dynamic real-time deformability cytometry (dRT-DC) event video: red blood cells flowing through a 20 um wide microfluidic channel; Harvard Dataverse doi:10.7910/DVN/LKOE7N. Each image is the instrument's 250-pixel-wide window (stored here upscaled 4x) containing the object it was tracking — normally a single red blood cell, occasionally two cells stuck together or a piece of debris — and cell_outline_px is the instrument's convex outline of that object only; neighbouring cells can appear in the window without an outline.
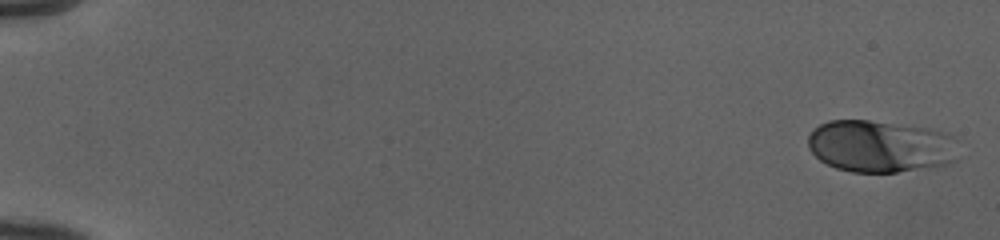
{"species": "human", "species_latin": "Homo sapiens", "temperature_condition": "cold", "stored_images_in_passage": 52, "camera_frame_rate_fps": 3000, "um_per_image_px": 0.085, "donor": {"sex": "female"}, "frame": {"image": 1, "passage_image": 1, "time_ms": 0.0, "image_size_px": [1000, 240], "cell_outline_px": [[960, 140], [956, 160], [948, 164], [928, 168], [896, 172], [852, 172], [836, 168], [820, 160], [808, 148], [808, 136], [812, 128], [828, 120], [868, 120], [928, 128], [948, 132]], "centroid_in_image_um": [74.89, 12.43], "position_along_channel_um": 10.1, "area_um2": 46.47}}
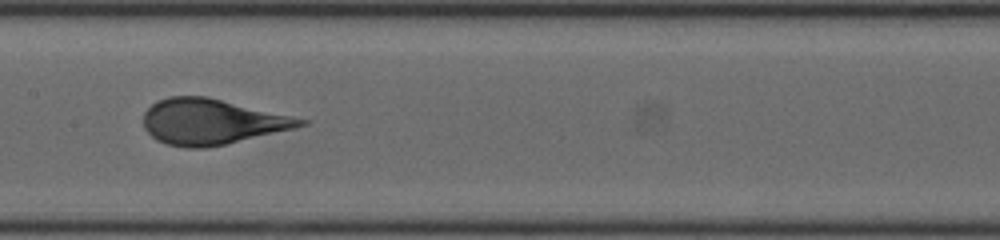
{"frame": {"image": 2, "passage_image": 28, "time_ms": 9.0, "image_size_px": [1000, 240], "cell_outline_px": [[308, 124], [296, 128], [224, 144], [204, 148], [184, 148], [168, 144], [156, 140], [144, 128], [144, 112], [156, 100], [168, 96], [208, 96], [292, 116], [308, 120]], "centroid_in_image_um": [17.97, 10.33], "position_along_channel_um": 189.4, "area_um2": 41.56}}
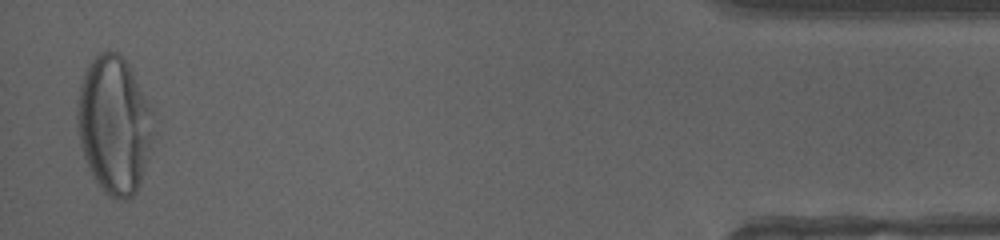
{"frame": {"image": 3, "passage_image": 51, "time_ms": 16.667, "image_size_px": [1000, 240], "cell_outline_px": [[152, 136], [140, 184], [132, 200], [116, 200], [108, 196], [104, 192], [92, 176], [88, 168], [80, 144], [76, 124], [76, 108], [80, 84], [84, 72], [88, 64], [100, 52], [108, 48], [116, 52], [128, 64], [152, 104]], "centroid_in_image_um": [9.68, 10.61], "position_along_channel_um": 425.5, "area_um2": 61.56}, "authors_computed_cell_mechanics": {"area_um2": 42.4252, "velocity_mm_per_s": 3.9798, "shape_relaxation_time_tau1_ms": 3.7388, "shape_relaxation_time_tau2_ms": null, "deformation_change_tau1": 0.1872, "deformation_change_tau2": null}}